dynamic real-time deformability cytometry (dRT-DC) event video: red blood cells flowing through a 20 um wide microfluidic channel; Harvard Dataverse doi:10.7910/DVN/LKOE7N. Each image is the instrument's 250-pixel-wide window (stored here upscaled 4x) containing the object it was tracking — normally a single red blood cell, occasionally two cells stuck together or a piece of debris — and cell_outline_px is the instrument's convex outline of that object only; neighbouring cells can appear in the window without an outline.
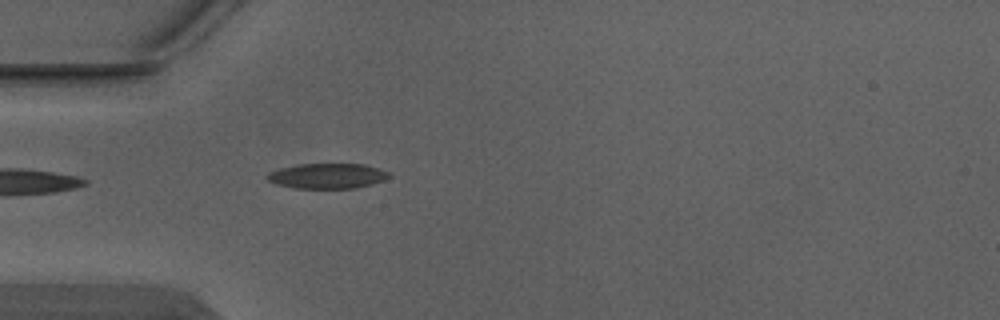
{"species": "Egyptian fruit bat (a non-hibernating species)", "species_latin": "Rousettus aegyptiacus", "temperature_condition": "warm", "stored_images_in_passage": 3, "camera_frame_rate_fps": 3000, "um_per_image_px": 0.085, "animal": {"sex": "male"}, "frame": {"image": 1, "passage_image": 3, "time_ms": 0.667, "image_size_px": [1000, 320], "cell_outline_px": [[392, 176], [384, 180], [372, 184], [356, 188], [296, 188], [276, 184], [268, 180], [264, 176], [268, 172], [280, 168], [300, 164], [364, 164], [388, 172]], "centroid_in_image_um": [27.81, 14.95], "position_along_channel_um": 57.2, "area_um2": 17.86}}